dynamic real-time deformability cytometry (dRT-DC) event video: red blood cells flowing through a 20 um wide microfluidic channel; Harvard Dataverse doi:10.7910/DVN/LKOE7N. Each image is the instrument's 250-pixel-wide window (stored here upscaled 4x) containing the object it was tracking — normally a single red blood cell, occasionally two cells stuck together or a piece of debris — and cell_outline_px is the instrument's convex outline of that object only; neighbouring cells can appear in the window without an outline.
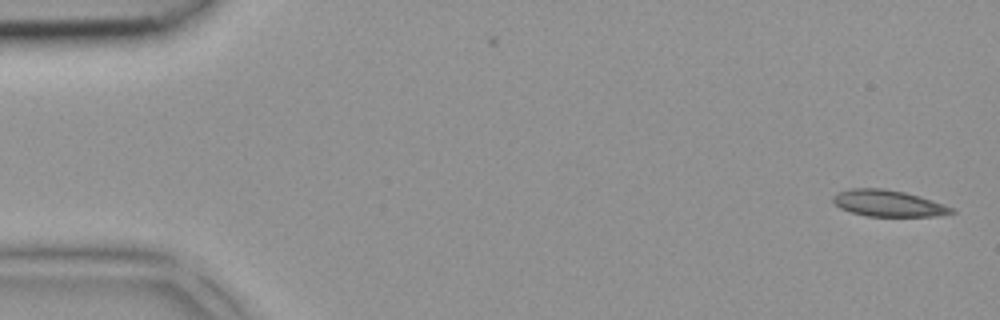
{"species": "common noctule bat (a hibernating species)", "species_latin": "Nyctalus noctula", "temperature_condition": "room temperature", "stored_images_in_passage": 4, "camera_frame_rate_fps": 3000, "um_per_image_px": 0.085, "animal": {"sex": "female", "body_mass_g": 18.4}, "frame": {"image": 1, "passage_image": 1, "time_ms": 0.0, "image_size_px": [1000, 320], "cell_outline_px": [[956, 212], [940, 216], [868, 216], [852, 212], [840, 208], [832, 200], [832, 196], [848, 188], [884, 188], [904, 192], [920, 196], [956, 208]], "centroid_in_image_um": [75.54, 17.28], "position_along_channel_um": 9.5, "area_um2": 18.32}}
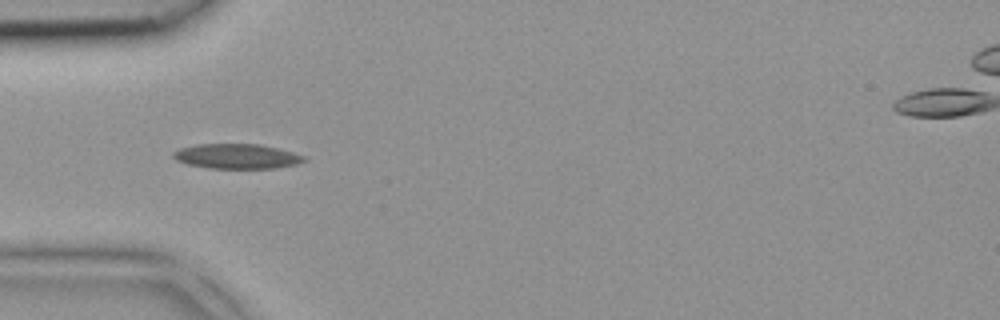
{"frame": {"image": 2, "passage_image": 4, "time_ms": 1.0, "image_size_px": [1000, 320], "cell_outline_px": [[308, 160], [296, 164], [276, 168], [208, 168], [188, 164], [176, 160], [172, 156], [172, 152], [180, 148], [196, 144], [260, 144], [292, 152], [304, 156]], "centroid_in_image_um": [20.11, 13.28], "position_along_channel_um": 64.9, "area_um2": 18.9}}